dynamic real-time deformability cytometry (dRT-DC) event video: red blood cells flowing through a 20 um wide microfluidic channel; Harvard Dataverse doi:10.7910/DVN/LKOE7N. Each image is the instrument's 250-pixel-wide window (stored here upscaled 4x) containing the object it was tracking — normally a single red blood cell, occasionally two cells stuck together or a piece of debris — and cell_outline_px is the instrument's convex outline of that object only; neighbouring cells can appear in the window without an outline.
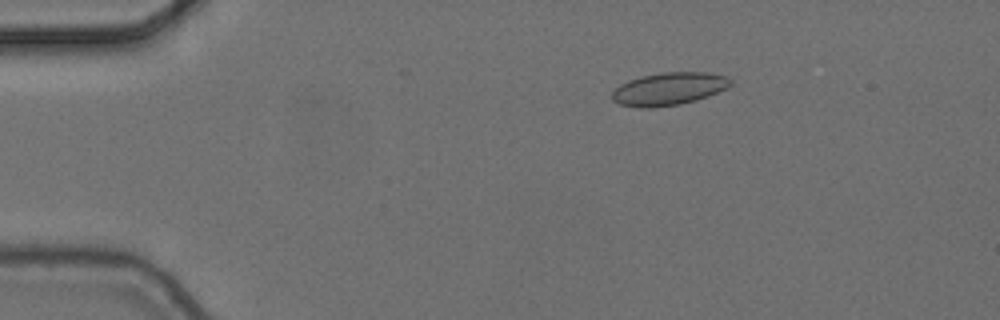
{"species": "common noctule bat (a hibernating species)", "species_latin": "Nyctalus noctula", "temperature_condition": "cold", "stored_images_in_passage": 4, "camera_frame_rate_fps": 3000, "um_per_image_px": 0.085, "animal": {"sex": "female", "body_mass_g": 24.6, "forearm_length_mm": 56.2}, "frame": {"image": 1, "passage_image": 3, "time_ms": 0.667, "image_size_px": [1000, 320], "cell_outline_px": [[732, 84], [728, 88], [708, 96], [696, 100], [680, 104], [652, 108], [640, 108], [620, 104], [612, 100], [612, 92], [620, 84], [628, 80], [640, 76], [664, 72], [708, 72], [728, 76], [732, 80]], "centroid_in_image_um": [56.87, 7.55], "position_along_channel_um": 28.1, "area_um2": 22.83}}